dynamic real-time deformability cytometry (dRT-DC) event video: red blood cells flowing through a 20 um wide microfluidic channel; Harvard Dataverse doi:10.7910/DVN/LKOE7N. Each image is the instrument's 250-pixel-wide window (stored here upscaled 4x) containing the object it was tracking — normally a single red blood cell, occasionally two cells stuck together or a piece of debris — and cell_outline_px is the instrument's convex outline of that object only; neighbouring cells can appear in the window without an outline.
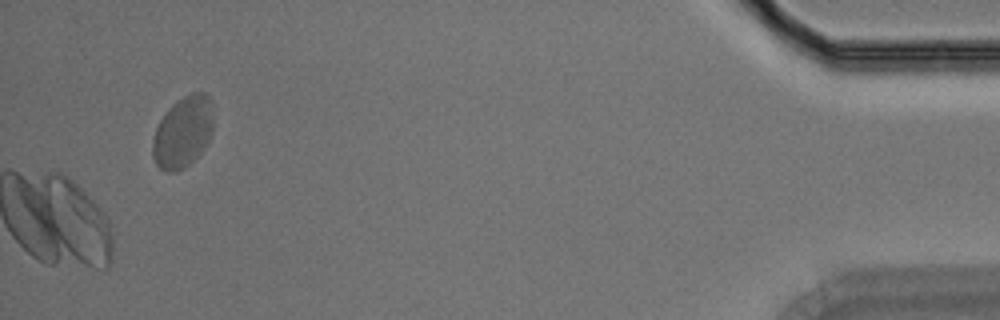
{"species": "Egyptian fruit bat (a non-hibernating species)", "species_latin": "Rousettus aegyptiacus", "temperature_condition": "room temperature", "stored_images_in_passage": 31, "camera_frame_rate_fps": 3000, "um_per_image_px": 0.085, "animal": {"sex": "male"}, "frame": {"image": 1, "passage_image": 31, "time_ms": 10.0, "image_size_px": [1000, 320], "cell_outline_px": [[212, 132], [208, 140], [200, 152], [184, 168], [176, 172], [168, 172], [160, 168], [156, 164], [152, 156], [152, 140], [156, 128], [160, 120], [168, 108], [176, 100], [192, 92], [204, 92], [208, 96], [212, 104]], "centroid_in_image_um": [15.53, 11.21], "position_along_channel_um": 419.7, "area_um2": 25.14}}